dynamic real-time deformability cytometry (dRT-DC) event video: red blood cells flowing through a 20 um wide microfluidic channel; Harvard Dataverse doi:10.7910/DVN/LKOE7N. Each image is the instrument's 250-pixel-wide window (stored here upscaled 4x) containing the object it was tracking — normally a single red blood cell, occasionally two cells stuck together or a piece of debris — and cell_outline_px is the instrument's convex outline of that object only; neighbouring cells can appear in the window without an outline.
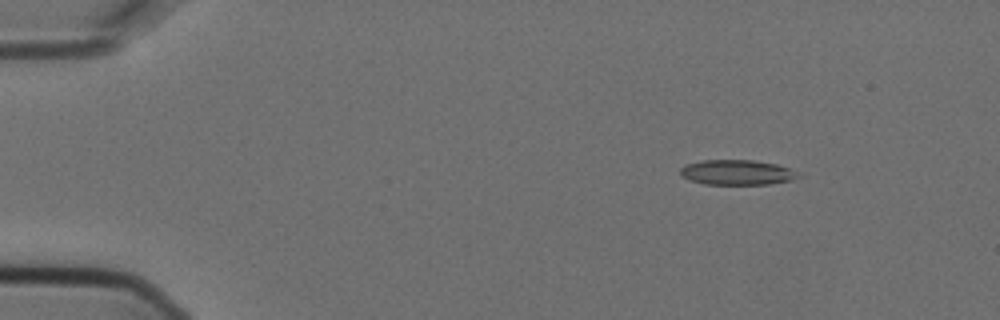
{"species": "Egyptian fruit bat (a non-hibernating species)", "species_latin": "Rousettus aegyptiacus", "temperature_condition": "cold", "stored_images_in_passage": 6, "camera_frame_rate_fps": 3000, "um_per_image_px": 0.085, "animal": {"sex": "female"}, "frame": {"image": 1, "passage_image": 2, "time_ms": 0.333, "image_size_px": [1000, 320], "cell_outline_px": [[804, 176], [788, 180], [768, 184], [704, 184], [688, 180], [680, 172], [680, 168], [684, 164], [704, 160], [752, 160], [776, 164], [804, 172]], "centroid_in_image_um": [62.7, 14.65], "position_along_channel_um": 22.3, "area_um2": 17.4}}
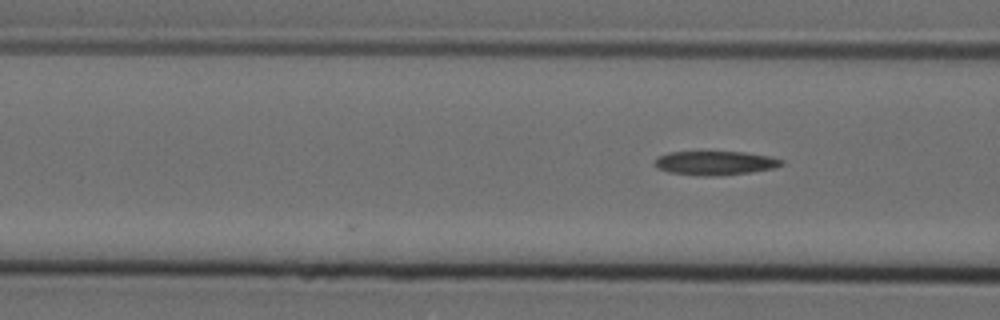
{"frame": {"image": 2, "passage_image": 6, "time_ms": 1.667, "image_size_px": [1000, 320], "cell_outline_px": [[784, 164], [776, 168], [752, 172], [716, 176], [700, 176], [668, 172], [656, 168], [652, 164], [656, 156], [668, 152], [744, 152], [772, 156], [784, 160]], "centroid_in_image_um": [60.77, 13.86], "position_along_channel_um": 105.8, "area_um2": 18.15}}